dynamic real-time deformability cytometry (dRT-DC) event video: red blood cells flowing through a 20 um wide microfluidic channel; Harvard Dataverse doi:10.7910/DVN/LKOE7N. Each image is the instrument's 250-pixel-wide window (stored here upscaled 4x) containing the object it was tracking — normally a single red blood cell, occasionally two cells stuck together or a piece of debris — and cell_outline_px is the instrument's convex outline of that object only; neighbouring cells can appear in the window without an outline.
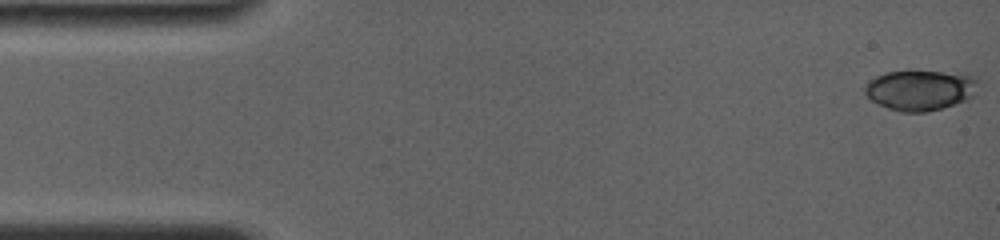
{"species": "common noctule bat (a hibernating species)", "species_latin": "Nyctalus noctula", "temperature_condition": "room temperature", "stored_images_in_passage": 59, "camera_frame_rate_fps": 4000, "um_per_image_px": 0.085, "animal": {"sex": "female", "body_mass_g": 19.0, "forearm_length_mm": 56.7}, "frame": {"image": 1, "passage_image": 1, "time_ms": 0.0, "image_size_px": [1000, 240], "cell_outline_px": [[980, 80], [972, 96], [968, 100], [940, 108], [924, 112], [900, 112], [888, 108], [872, 100], [864, 92], [864, 88], [876, 76], [888, 72], [960, 72], [972, 76]], "centroid_in_image_um": [78.27, 7.66], "position_along_channel_um": 6.7, "area_um2": 26.3}}
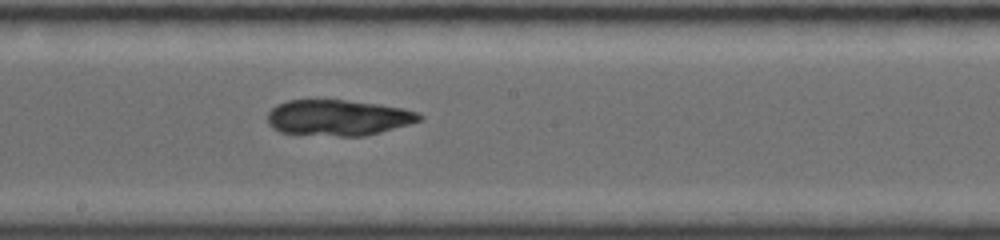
{"frame": {"image": 2, "passage_image": 32, "time_ms": 8.75, "image_size_px": [1000, 240], "cell_outline_px": [[424, 116], [420, 120], [408, 124], [380, 132], [364, 136], [336, 136], [280, 132], [272, 128], [268, 124], [268, 112], [276, 104], [288, 100], [344, 100], [380, 104], [404, 108], [416, 112]], "centroid_in_image_um": [28.72, 10.0], "position_along_channel_um": 219.5, "area_um2": 31.67}}
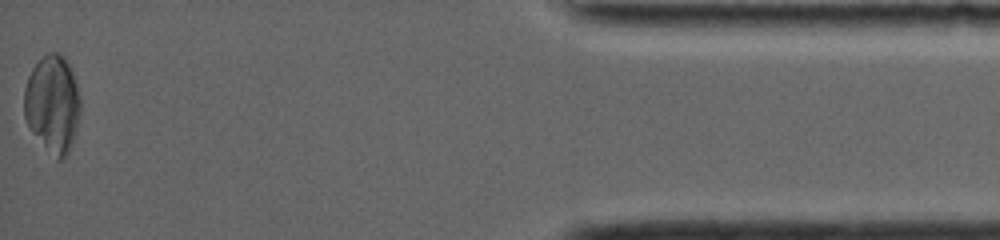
{"frame": {"image": 3, "passage_image": 59, "time_ms": 16.0, "image_size_px": [1000, 240], "cell_outline_px": [[80, 112], [76, 132], [68, 156], [60, 160], [56, 160], [28, 128], [24, 116], [24, 88], [28, 76], [32, 68], [48, 52], [56, 52], [64, 56], [72, 72], [80, 96]], "centroid_in_image_um": [4.47, 8.87], "position_along_channel_um": 430.7, "area_um2": 32.19}}